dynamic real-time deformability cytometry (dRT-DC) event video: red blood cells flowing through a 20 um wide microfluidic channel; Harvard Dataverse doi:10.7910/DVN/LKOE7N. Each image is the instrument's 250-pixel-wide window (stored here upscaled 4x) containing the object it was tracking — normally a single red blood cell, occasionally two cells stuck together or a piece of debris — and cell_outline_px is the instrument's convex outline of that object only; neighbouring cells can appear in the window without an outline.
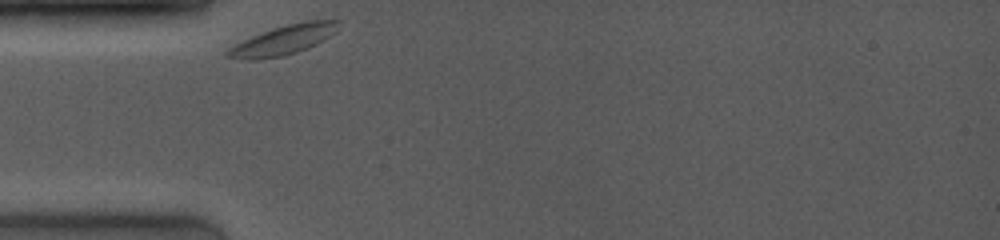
{"species": "common noctule bat (a hibernating species)", "species_latin": "Nyctalus noctula", "temperature_condition": "room temperature", "stored_images_in_passage": 28, "camera_frame_rate_fps": 4000, "um_per_image_px": 0.085, "animal": {"sex": "female", "body_mass_g": 19.0, "forearm_length_mm": 53.3}, "frame": {"image": 1, "passage_image": 1, "time_ms": 0.0, "image_size_px": [1000, 240], "cell_outline_px": [[340, 20], [336, 32], [324, 40], [316, 44], [296, 52], [284, 56], [256, 60], [248, 60], [224, 56], [224, 52], [228, 48], [252, 36], [272, 28], [304, 20]], "centroid_in_image_um": [24.09, 3.4], "position_along_channel_um": 60.9, "area_um2": 19.07}}
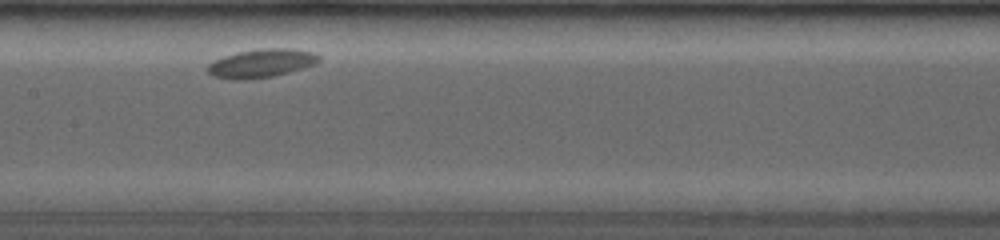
{"frame": {"image": 2, "passage_image": 19, "time_ms": 3.75, "image_size_px": [1000, 240], "cell_outline_px": [[320, 60], [316, 64], [288, 72], [272, 76], [244, 80], [236, 80], [212, 76], [204, 68], [212, 60], [224, 56], [240, 52], [260, 48], [292, 48], [312, 52], [320, 56]], "centroid_in_image_um": [22.18, 5.38], "position_along_channel_um": 185.2, "area_um2": 18.55}}
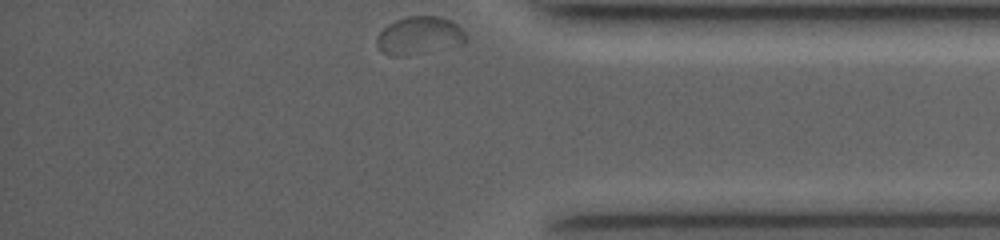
{"frame": {"image": 3, "passage_image": 28, "time_ms": 10.0, "image_size_px": [1000, 240], "cell_outline_px": [[468, 40], [464, 44], [404, 56], [392, 56], [384, 52], [376, 44], [376, 36], [388, 24], [396, 20], [408, 16], [440, 16], [452, 20], [464, 32]], "centroid_in_image_um": [35.66, 3.01], "position_along_channel_um": 399.5, "area_um2": 19.65}}